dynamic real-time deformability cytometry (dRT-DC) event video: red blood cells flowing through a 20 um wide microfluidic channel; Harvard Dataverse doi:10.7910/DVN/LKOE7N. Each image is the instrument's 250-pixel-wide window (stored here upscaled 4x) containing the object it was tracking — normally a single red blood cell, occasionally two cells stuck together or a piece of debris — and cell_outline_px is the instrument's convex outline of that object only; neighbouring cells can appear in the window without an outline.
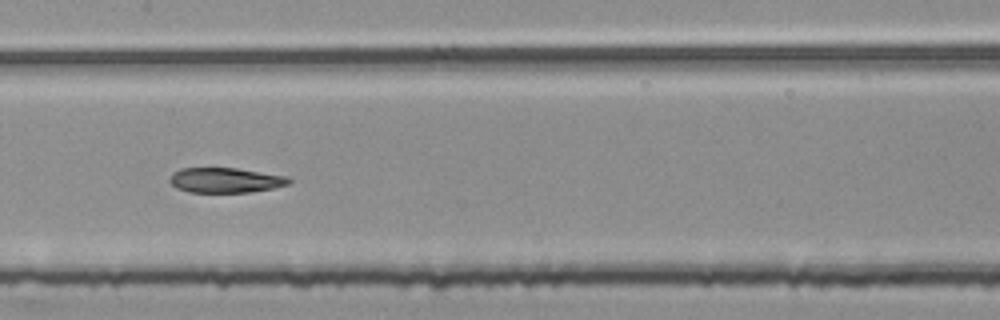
{"species": "common noctule bat (a hibernating species)", "species_latin": "Nyctalus noctula", "temperature_condition": "room temperature", "stored_images_in_passage": 52, "segment_of_instrument_passage": [2, 2], "camera_frame_rate_fps": 3000, "um_per_image_px": 0.085, "animal": {"sex": "female", "body_mass_g": 25.1}, "frame": {"image": 1, "passage_image": 26, "time_ms": 8.333, "image_size_px": [1000, 320], "cell_outline_px": [[292, 184], [272, 188], [248, 192], [188, 192], [176, 188], [168, 180], [172, 172], [180, 168], [236, 168], [284, 176], [292, 180]], "centroid_in_image_um": [19.12, 15.32], "position_along_channel_um": 188.3, "area_um2": 17.34}}
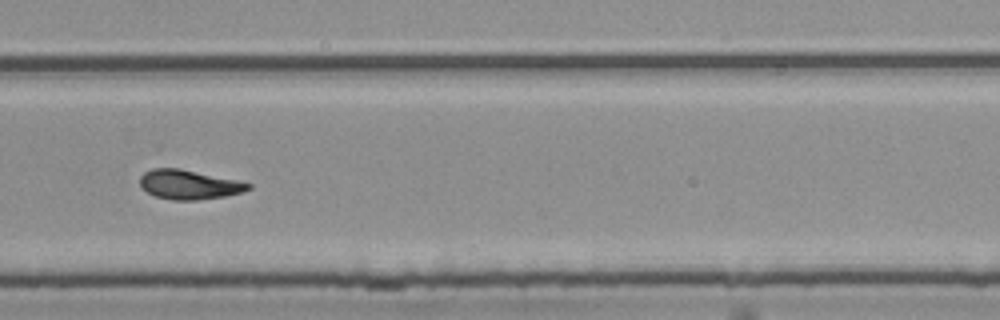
{"frame": {"image": 2, "passage_image": 36, "time_ms": 11.667, "image_size_px": [1000, 320], "cell_outline_px": [[252, 188], [244, 192], [224, 196], [196, 200], [172, 200], [156, 196], [148, 192], [140, 184], [140, 176], [144, 172], [152, 168], [180, 168], [236, 180], [252, 184]], "centroid_in_image_um": [16.08, 15.68], "position_along_channel_um": 313.7, "area_um2": 18.44}}
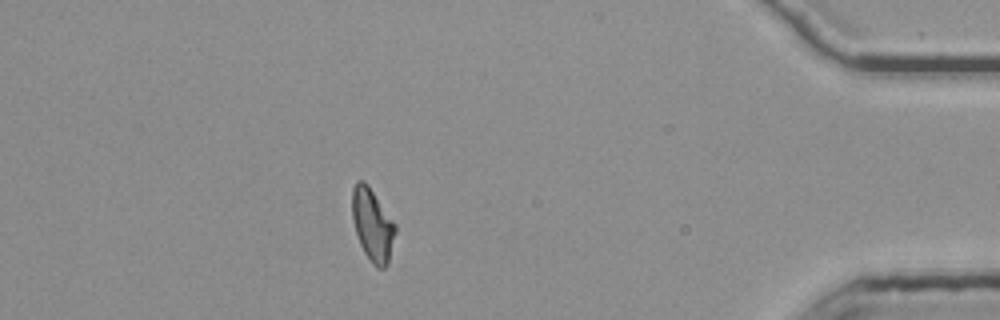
{"frame": {"image": 3, "passage_image": 47, "time_ms": 15.333, "image_size_px": [1000, 320], "cell_outline_px": [[396, 232], [388, 264], [384, 268], [376, 268], [372, 264], [364, 252], [360, 244], [356, 232], [352, 216], [352, 188], [356, 180], [364, 180], [368, 184], [396, 224]], "centroid_in_image_um": [31.66, 19.1], "position_along_channel_um": 403.5, "area_um2": 18.38}}